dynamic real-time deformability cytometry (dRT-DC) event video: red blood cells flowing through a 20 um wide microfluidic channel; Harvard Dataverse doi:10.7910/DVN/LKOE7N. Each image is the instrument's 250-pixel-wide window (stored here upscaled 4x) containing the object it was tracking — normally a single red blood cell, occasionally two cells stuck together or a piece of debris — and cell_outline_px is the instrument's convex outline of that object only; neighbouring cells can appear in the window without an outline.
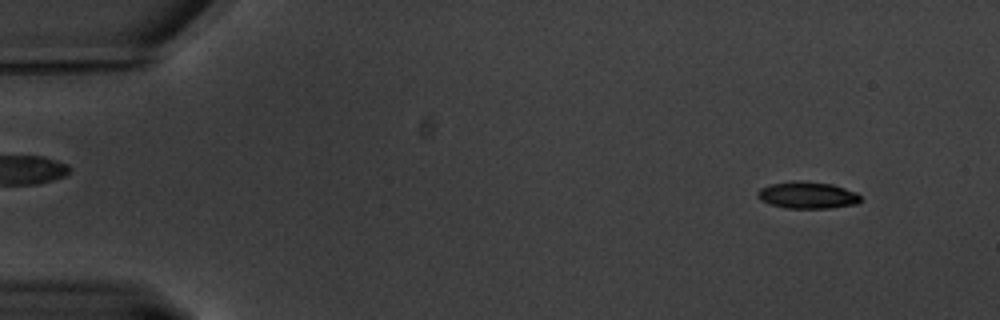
{"species": "common noctule bat (a hibernating species)", "species_latin": "Nyctalus noctula", "temperature_condition": "warm", "stored_images_in_passage": 4, "camera_frame_rate_fps": 3000, "um_per_image_px": 0.085, "animal": {"sex": "male", "body_mass_g": 20.1, "forearm_length_mm": 53.5}, "frame": {"image": 1, "passage_image": 4, "time_ms": 1.0, "image_size_px": [1000, 320], "cell_outline_px": [[860, 200], [856, 204], [828, 208], [784, 208], [760, 200], [756, 196], [756, 192], [760, 188], [772, 184], [792, 180], [800, 180], [832, 184], [856, 192], [860, 196]], "centroid_in_image_um": [68.6, 16.58], "position_along_channel_um": 16.4, "area_um2": 16.13}}